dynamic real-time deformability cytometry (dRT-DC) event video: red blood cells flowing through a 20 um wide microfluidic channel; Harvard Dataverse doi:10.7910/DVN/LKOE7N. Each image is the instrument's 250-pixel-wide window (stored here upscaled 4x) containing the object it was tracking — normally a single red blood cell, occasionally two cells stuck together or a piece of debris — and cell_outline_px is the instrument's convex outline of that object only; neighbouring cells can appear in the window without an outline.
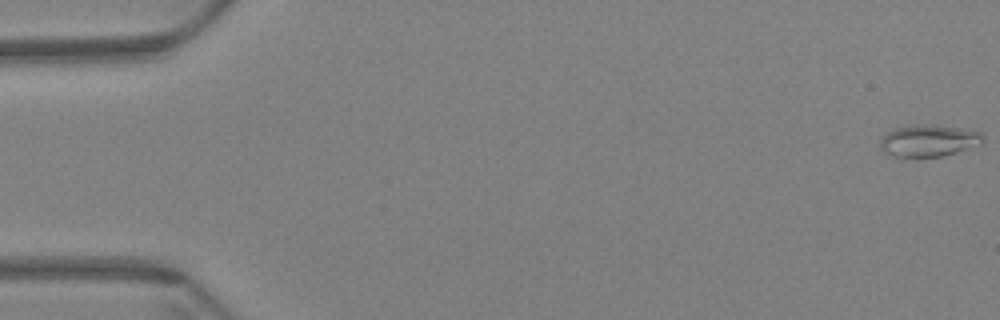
{"species": "Egyptian fruit bat (a non-hibernating species)", "species_latin": "Rousettus aegyptiacus", "temperature_condition": "warm", "stored_images_in_passage": 61, "camera_frame_rate_fps": 3000, "um_per_image_px": 0.085, "animal": {"sex": "female"}, "frame": {"image": 1, "passage_image": 1, "time_ms": 0.0, "image_size_px": [1000, 320], "cell_outline_px": [[984, 140], [980, 144], [956, 152], [940, 156], [892, 156], [884, 152], [880, 148], [880, 140], [888, 132], [896, 128], [924, 124], [968, 128], [980, 132], [984, 136]], "centroid_in_image_um": [78.97, 11.94], "position_along_channel_um": 6.0, "area_um2": 18.84}}
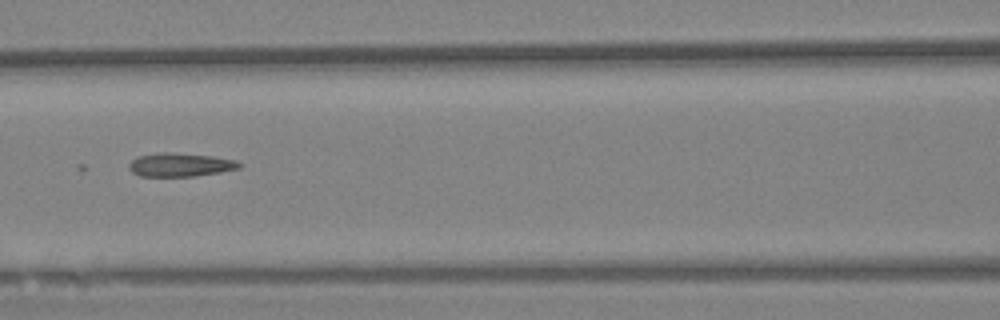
{"frame": {"image": 2, "passage_image": 28, "time_ms": 9.0, "image_size_px": [1000, 320], "cell_outline_px": [[244, 164], [240, 168], [220, 172], [196, 176], [140, 176], [132, 172], [128, 168], [128, 164], [136, 156], [160, 152], [164, 152], [212, 156], [236, 160]], "centroid_in_image_um": [15.32, 14.01], "position_along_channel_um": 151.3, "area_um2": 15.2}}
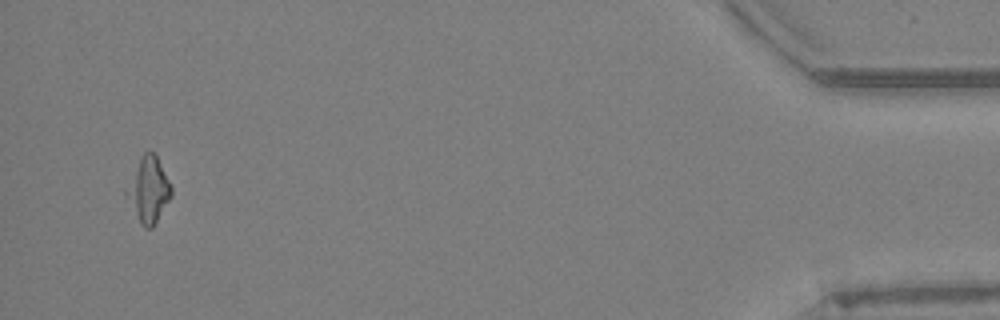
{"frame": {"image": 3, "passage_image": 59, "time_ms": 19.333, "image_size_px": [1000, 320], "cell_outline_px": [[172, 196], [152, 228], [144, 228], [140, 224], [124, 192], [144, 152], [152, 152], [156, 156], [172, 188]], "centroid_in_image_um": [12.63, 16.19], "position_along_channel_um": 422.6, "area_um2": 16.42}}